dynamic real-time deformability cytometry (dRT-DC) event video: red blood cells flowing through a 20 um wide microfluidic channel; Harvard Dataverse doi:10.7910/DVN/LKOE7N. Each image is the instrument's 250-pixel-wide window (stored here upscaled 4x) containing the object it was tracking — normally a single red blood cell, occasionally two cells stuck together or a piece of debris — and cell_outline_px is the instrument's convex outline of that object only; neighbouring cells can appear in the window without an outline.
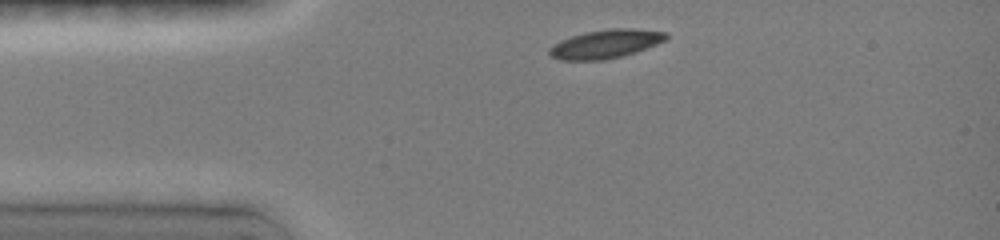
{"species": "common noctule bat (a hibernating species)", "species_latin": "Nyctalus noctula", "temperature_condition": "room temperature", "stored_images_in_passage": 5, "camera_frame_rate_fps": 3000, "um_per_image_px": 0.085, "animal": {"sex": "female", "body_mass_g": 19.0, "forearm_length_mm": 51.5}, "frame": {"image": 1, "passage_image": 1, "time_ms": 0.0, "image_size_px": [1000, 240], "cell_outline_px": [[668, 36], [664, 40], [656, 44], [620, 56], [600, 60], [560, 60], [552, 56], [548, 52], [548, 48], [560, 40], [584, 32], [608, 28], [632, 28], [668, 32]], "centroid_in_image_um": [51.44, 3.71], "position_along_channel_um": 33.6, "area_um2": 19.25}}
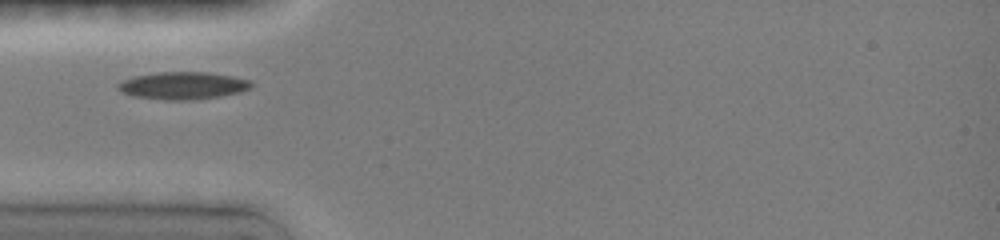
{"frame": {"image": 2, "passage_image": 4, "time_ms": 1.667, "image_size_px": [1000, 240], "cell_outline_px": [[252, 84], [248, 88], [240, 92], [220, 96], [188, 100], [168, 100], [132, 96], [116, 88], [116, 84], [124, 80], [136, 76], [156, 72], [208, 72], [232, 76], [248, 80]], "centroid_in_image_um": [15.51, 7.27], "position_along_channel_um": 69.5, "area_um2": 21.04}}